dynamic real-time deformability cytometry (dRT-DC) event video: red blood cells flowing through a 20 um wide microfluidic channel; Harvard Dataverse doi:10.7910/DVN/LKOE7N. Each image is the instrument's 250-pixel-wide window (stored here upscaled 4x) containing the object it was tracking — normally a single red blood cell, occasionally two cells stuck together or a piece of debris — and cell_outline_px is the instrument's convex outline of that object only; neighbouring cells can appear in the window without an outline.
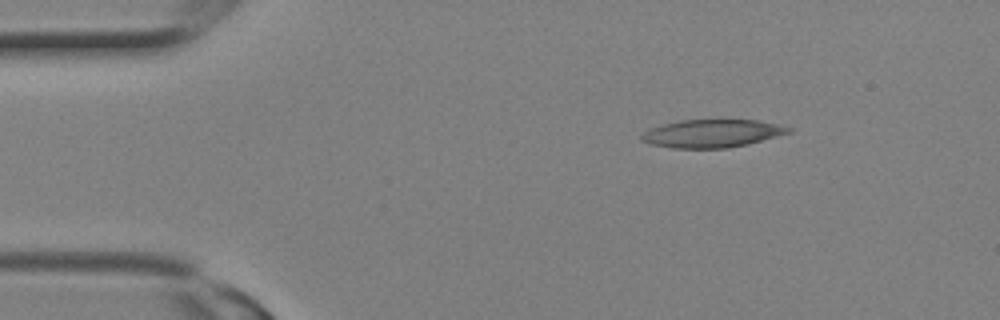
{"species": "Egyptian fruit bat (a non-hibernating species)", "species_latin": "Rousettus aegyptiacus", "temperature_condition": "room temperature", "stored_images_in_passage": 1, "camera_frame_rate_fps": 3000, "um_per_image_px": 0.085, "animal": {"sex": "female"}, "frame": {"image": 1, "passage_image": 1, "time_ms": 0.0, "image_size_px": [1000, 320], "cell_outline_px": [[796, 128], [792, 132], [748, 144], [728, 148], [672, 148], [648, 144], [640, 140], [640, 136], [648, 128], [680, 120], [756, 120], [780, 124]], "centroid_in_image_um": [60.54, 11.34], "position_along_channel_um": 24.5, "area_um2": 24.22}}